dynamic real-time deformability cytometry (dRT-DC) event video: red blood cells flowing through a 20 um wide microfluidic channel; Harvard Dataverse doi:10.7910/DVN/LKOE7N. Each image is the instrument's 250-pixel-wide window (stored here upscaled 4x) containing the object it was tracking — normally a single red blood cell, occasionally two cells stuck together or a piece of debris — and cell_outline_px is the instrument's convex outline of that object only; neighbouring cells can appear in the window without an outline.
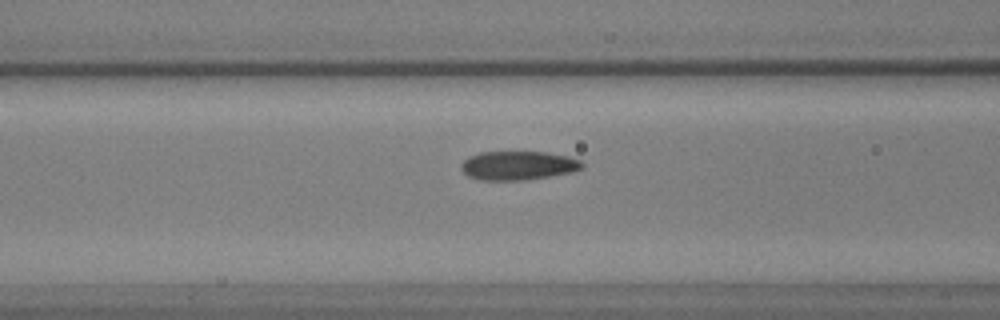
{"species": "common noctule bat (a hibernating species)", "species_latin": "Nyctalus noctula", "temperature_condition": "warm", "stored_images_in_passage": 37, "camera_frame_rate_fps": 3000, "um_per_image_px": 0.085, "animal": {"sex": "male", "body_mass_g": 17.9, "forearm_length_mm": 54.2}, "frame": {"image": 1, "passage_image": 13, "time_ms": 4.0, "image_size_px": [1000, 320], "cell_outline_px": [[584, 168], [572, 172], [524, 180], [480, 180], [468, 176], [460, 168], [460, 164], [468, 156], [480, 152], [548, 152], [568, 156], [580, 160], [584, 164]], "centroid_in_image_um": [44.04, 14.06], "position_along_channel_um": 122.6, "area_um2": 20.46}}
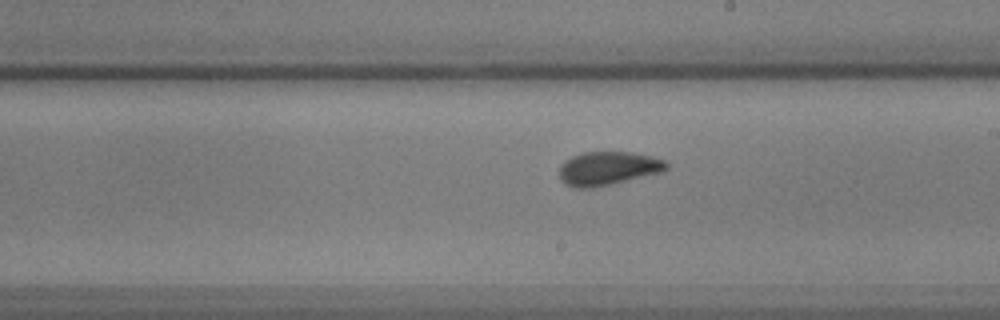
{"frame": {"image": 2, "passage_image": 23, "time_ms": 7.333, "image_size_px": [1000, 320], "cell_outline_px": [[668, 168], [664, 172], [592, 188], [572, 188], [560, 180], [560, 164], [564, 160], [580, 152], [632, 152], [652, 156], [664, 160], [668, 164]], "centroid_in_image_um": [51.67, 14.31], "position_along_channel_um": 237.3, "area_um2": 21.21}}
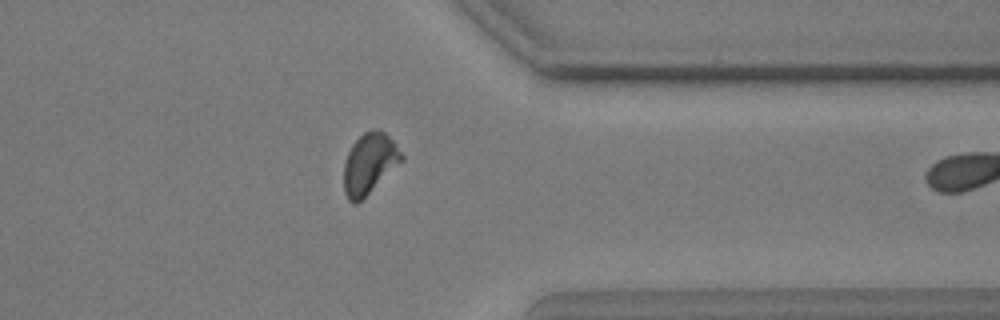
{"frame": {"image": 3, "passage_image": 36, "time_ms": 11.667, "image_size_px": [1000, 320], "cell_outline_px": [[404, 160], [356, 204], [352, 204], [348, 200], [344, 192], [344, 160], [352, 144], [364, 132], [376, 128], [384, 132], [392, 140], [404, 156]], "centroid_in_image_um": [31.38, 13.9], "position_along_channel_um": 380.0, "area_um2": 20.29}}